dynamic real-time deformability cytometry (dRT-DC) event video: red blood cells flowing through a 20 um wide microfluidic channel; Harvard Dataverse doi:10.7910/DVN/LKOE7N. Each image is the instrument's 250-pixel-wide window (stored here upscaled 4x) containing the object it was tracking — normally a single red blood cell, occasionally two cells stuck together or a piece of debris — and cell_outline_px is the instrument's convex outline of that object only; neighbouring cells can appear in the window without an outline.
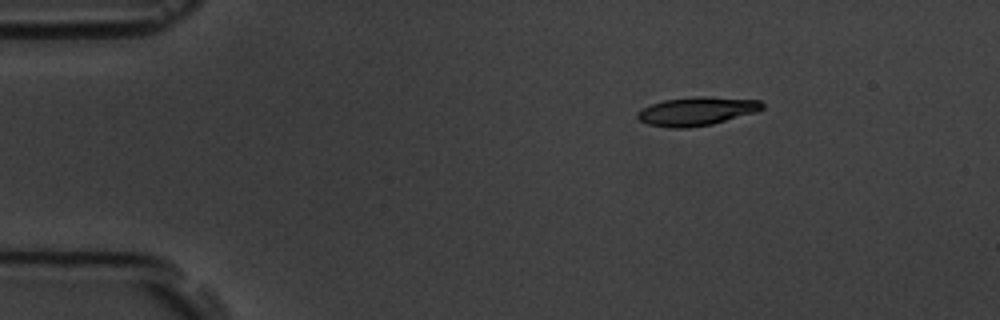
{"species": "common noctule bat (a hibernating species)", "species_latin": "Nyctalus noctula", "temperature_condition": "room temperature", "stored_images_in_passage": 5, "camera_frame_rate_fps": 3000, "um_per_image_px": 0.085, "animal": {"sex": "male", "body_mass_g": 19.5, "forearm_length_mm": 54.6}, "frame": {"image": 1, "passage_image": 2, "time_ms": 2.0, "image_size_px": [1000, 320], "cell_outline_px": [[764, 108], [756, 112], [712, 124], [688, 128], [668, 128], [648, 124], [640, 120], [636, 116], [636, 112], [640, 108], [664, 100], [696, 96], [704, 96], [760, 100], [764, 104]], "centroid_in_image_um": [59.2, 9.45], "position_along_channel_um": 25.8, "area_um2": 20.87}}